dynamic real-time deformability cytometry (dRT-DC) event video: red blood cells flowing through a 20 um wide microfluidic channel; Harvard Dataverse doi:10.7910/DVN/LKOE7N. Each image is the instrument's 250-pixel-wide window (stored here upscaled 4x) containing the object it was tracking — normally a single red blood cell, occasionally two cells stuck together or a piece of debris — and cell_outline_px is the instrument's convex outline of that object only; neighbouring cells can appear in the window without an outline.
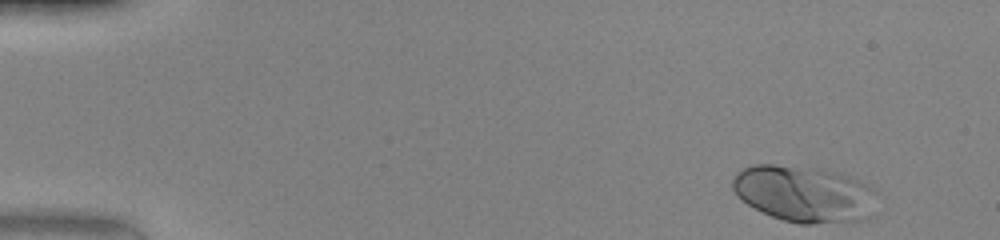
{"species": "human", "species_latin": "Homo sapiens", "temperature_condition": "warm", "stored_images_in_passage": 46, "camera_frame_rate_fps": 3000, "um_per_image_px": 0.085, "donor": {"sex": "female"}, "frame": {"image": 1, "passage_image": 1, "time_ms": 0.0, "image_size_px": [1000, 240], "cell_outline_px": [[876, 192], [868, 216], [864, 220], [812, 224], [800, 224], [784, 220], [772, 216], [740, 200], [736, 196], [732, 188], [732, 180], [736, 172], [752, 164], [776, 164], [824, 168], [848, 176], [876, 188]], "centroid_in_image_um": [68.31, 16.45], "position_along_channel_um": 16.7, "area_um2": 47.69}}
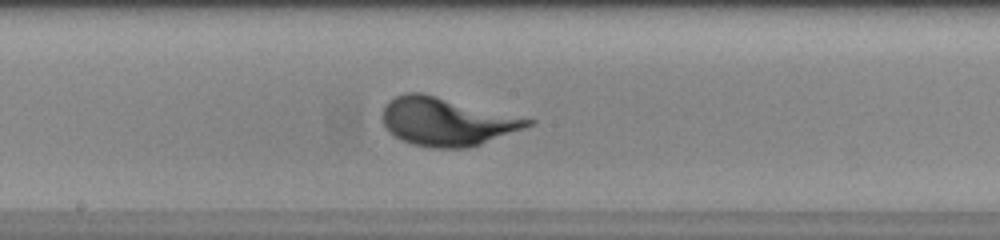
{"frame": {"image": 2, "passage_image": 24, "time_ms": 7.667, "image_size_px": [1000, 240], "cell_outline_px": [[536, 120], [532, 124], [524, 128], [480, 144], [468, 148], [432, 148], [412, 144], [400, 140], [388, 132], [384, 128], [380, 116], [384, 104], [396, 96], [404, 92], [420, 92]], "centroid_in_image_um": [37.89, 10.34], "position_along_channel_um": 210.3, "area_um2": 40.92}}
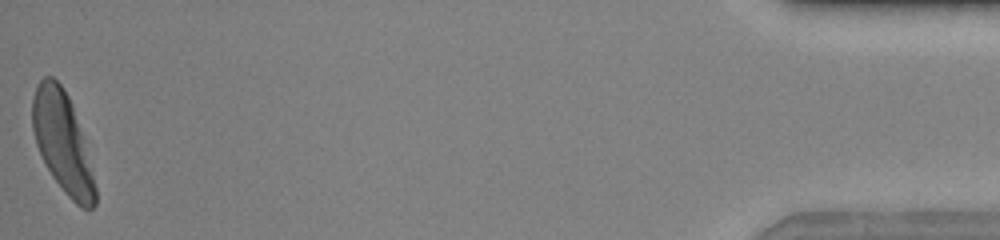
{"frame": {"image": 3, "passage_image": 46, "time_ms": 15.0, "image_size_px": [1000, 240], "cell_outline_px": [[96, 204], [92, 208], [80, 208], [68, 196], [52, 176], [36, 144], [32, 128], [32, 96], [36, 84], [44, 76], [52, 76], [60, 84], [68, 96], [72, 104], [92, 172], [96, 188]], "centroid_in_image_um": [5.28, 12.07], "position_along_channel_um": 429.9, "area_um2": 35.95}}